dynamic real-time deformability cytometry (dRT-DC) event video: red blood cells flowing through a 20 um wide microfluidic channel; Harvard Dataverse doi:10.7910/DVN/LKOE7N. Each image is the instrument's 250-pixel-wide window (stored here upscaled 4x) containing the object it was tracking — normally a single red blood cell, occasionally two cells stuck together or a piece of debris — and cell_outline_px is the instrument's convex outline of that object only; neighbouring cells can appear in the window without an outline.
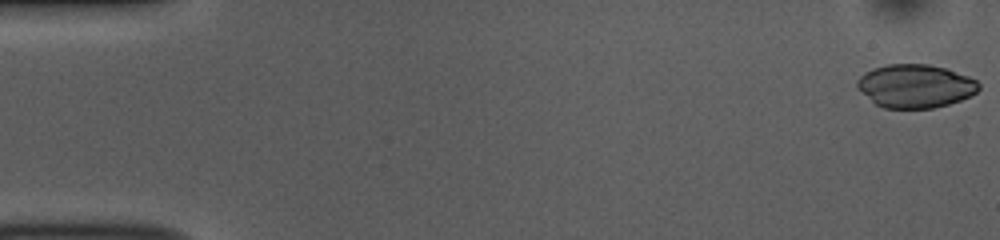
{"species": "common noctule bat (a hibernating species)", "species_latin": "Nyctalus noctula", "temperature_condition": "room temperature", "stored_images_in_passage": 53, "camera_frame_rate_fps": 3000, "um_per_image_px": 0.085, "animal": {"sex": "female", "body_mass_g": 10.0, "forearm_length_mm": 53.1}, "frame": {"image": 1, "passage_image": 1, "time_ms": 0.0, "image_size_px": [1000, 240], "cell_outline_px": [[980, 88], [972, 96], [948, 104], [932, 108], [884, 108], [876, 104], [856, 88], [856, 80], [864, 72], [872, 68], [888, 64], [928, 64], [944, 68], [968, 76], [976, 80], [980, 84]], "centroid_in_image_um": [77.78, 7.31], "position_along_channel_um": 7.2, "area_um2": 30.81}}
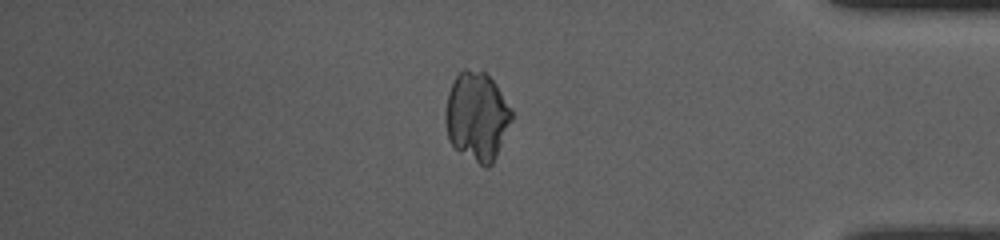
{"frame": {"image": 2, "passage_image": 45, "time_ms": 14.667, "image_size_px": [1000, 240], "cell_outline_px": [[512, 120], [496, 156], [492, 164], [488, 168], [484, 168], [460, 152], [448, 140], [444, 120], [444, 112], [448, 92], [456, 76], [464, 68], [484, 72], [496, 84], [512, 108]], "centroid_in_image_um": [40.53, 9.91], "position_along_channel_um": 394.7, "area_um2": 34.45}}